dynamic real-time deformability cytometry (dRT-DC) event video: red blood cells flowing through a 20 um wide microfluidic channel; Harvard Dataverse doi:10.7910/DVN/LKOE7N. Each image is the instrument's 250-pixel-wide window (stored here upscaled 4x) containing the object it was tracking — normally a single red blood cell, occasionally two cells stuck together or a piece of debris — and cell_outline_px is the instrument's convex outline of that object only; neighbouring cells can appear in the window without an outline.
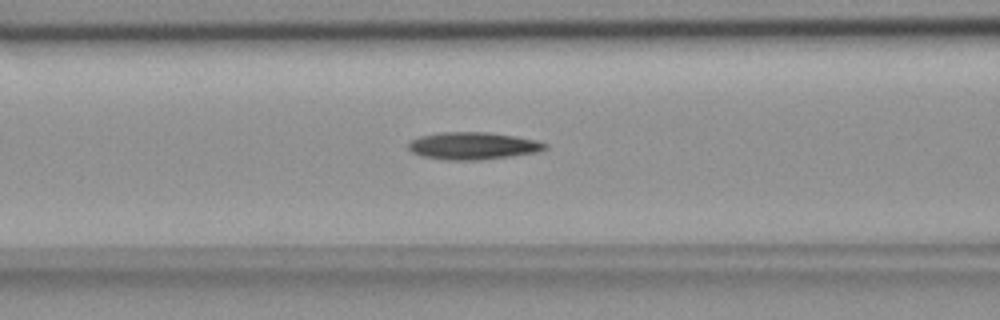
{"species": "common noctule bat (a hibernating species)", "species_latin": "Nyctalus noctula", "temperature_condition": "room temperature", "stored_images_in_passage": 44, "camera_frame_rate_fps": 3000, "um_per_image_px": 0.085, "animal": {"sex": "female", "body_mass_g": 18.4}, "frame": {"image": 1, "passage_image": 12, "time_ms": 3.667, "image_size_px": [1000, 320], "cell_outline_px": [[548, 148], [540, 152], [480, 160], [448, 160], [424, 156], [412, 152], [408, 148], [408, 144], [412, 140], [420, 136], [440, 132], [488, 132], [516, 136], [536, 140], [548, 144]], "centroid_in_image_um": [40.25, 12.39], "position_along_channel_um": 126.4, "area_um2": 21.79}}
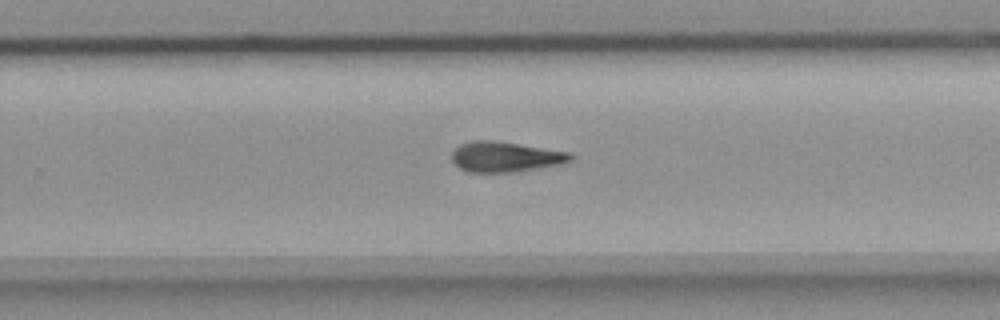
{"frame": {"image": 2, "passage_image": 25, "time_ms": 8.0, "image_size_px": [1000, 320], "cell_outline_px": [[572, 160], [560, 164], [508, 172], [468, 172], [460, 168], [452, 160], [452, 152], [460, 144], [476, 140], [492, 140], [572, 152]], "centroid_in_image_um": [42.94, 13.32], "position_along_channel_um": 286.9, "area_um2": 20.63}}
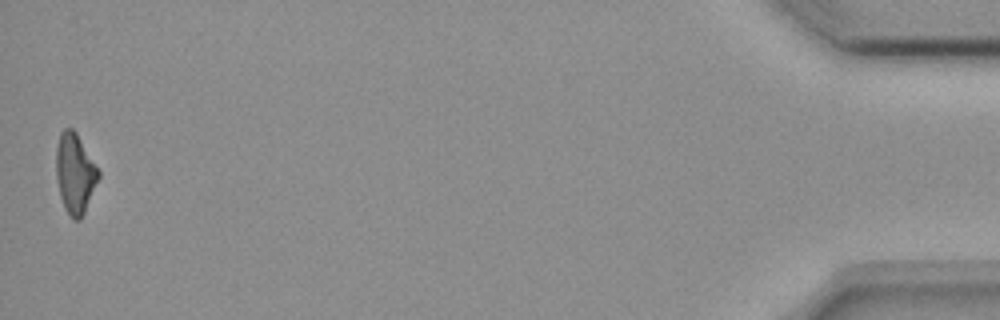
{"frame": {"image": 3, "passage_image": 44, "time_ms": 14.333, "image_size_px": [1000, 320], "cell_outline_px": [[100, 176], [84, 212], [80, 220], [72, 220], [64, 208], [60, 196], [56, 176], [56, 148], [60, 132], [64, 128], [72, 128], [76, 132], [100, 172]], "centroid_in_image_um": [6.36, 14.74], "position_along_channel_um": 428.8, "area_um2": 19.65}}